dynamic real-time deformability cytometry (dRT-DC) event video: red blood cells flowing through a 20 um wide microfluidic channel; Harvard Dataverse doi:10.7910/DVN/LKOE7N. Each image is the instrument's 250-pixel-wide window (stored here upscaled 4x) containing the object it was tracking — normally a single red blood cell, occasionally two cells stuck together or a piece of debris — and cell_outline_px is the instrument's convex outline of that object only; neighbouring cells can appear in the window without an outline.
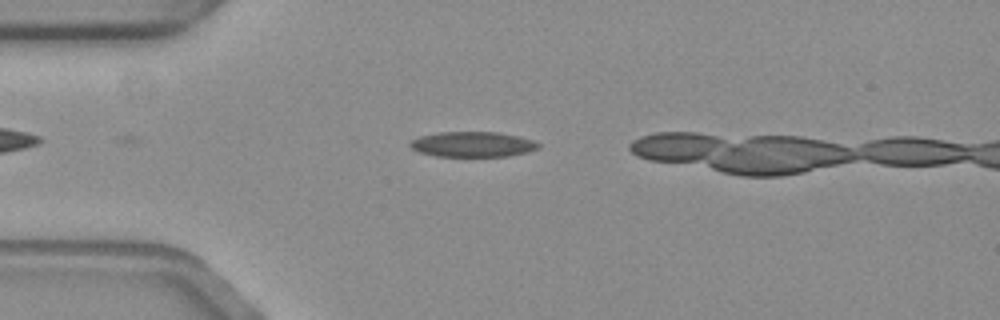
{"species": "common noctule bat (a hibernating species)", "species_latin": "Nyctalus noctula", "temperature_condition": "warm", "stored_images_in_passage": 10, "camera_frame_rate_fps": 3000, "um_per_image_px": 0.085, "animal": {"sex": "female", "body_mass_g": 19.3, "forearm_length_mm": 54.1}, "frame": {"image": 1, "passage_image": 7, "time_ms": 2.0, "image_size_px": [1000, 320], "cell_outline_px": [[540, 148], [508, 156], [436, 156], [420, 152], [412, 148], [408, 144], [412, 140], [420, 136], [440, 132], [496, 132], [516, 136], [532, 140], [540, 144]], "centroid_in_image_um": [40.15, 12.26], "position_along_channel_um": 44.8, "area_um2": 18.61}}